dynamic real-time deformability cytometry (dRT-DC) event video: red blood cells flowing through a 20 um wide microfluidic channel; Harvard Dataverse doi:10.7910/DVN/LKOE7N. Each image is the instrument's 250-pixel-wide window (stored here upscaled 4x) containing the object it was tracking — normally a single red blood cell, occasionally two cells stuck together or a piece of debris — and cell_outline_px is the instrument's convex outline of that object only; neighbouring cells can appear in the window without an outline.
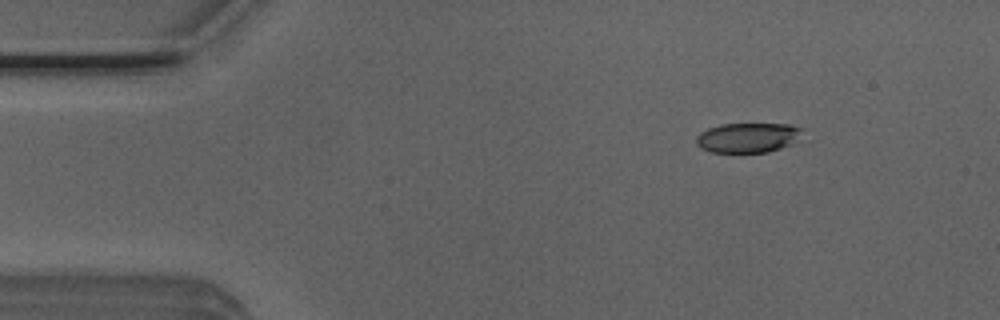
{"species": "Egyptian fruit bat (a non-hibernating species)", "species_latin": "Rousettus aegyptiacus", "temperature_condition": "room temperature", "stored_images_in_passage": 20, "camera_frame_rate_fps": 3000, "um_per_image_px": 0.085, "animal": {"sex": "male"}, "frame": {"image": 1, "passage_image": 1, "time_ms": 0.0, "image_size_px": [1000, 320], "cell_outline_px": [[804, 128], [792, 144], [768, 152], [708, 152], [700, 148], [696, 144], [696, 136], [700, 132], [708, 128], [720, 124], [788, 124]], "centroid_in_image_um": [63.52, 11.7], "position_along_channel_um": 21.5, "area_um2": 18.44}}
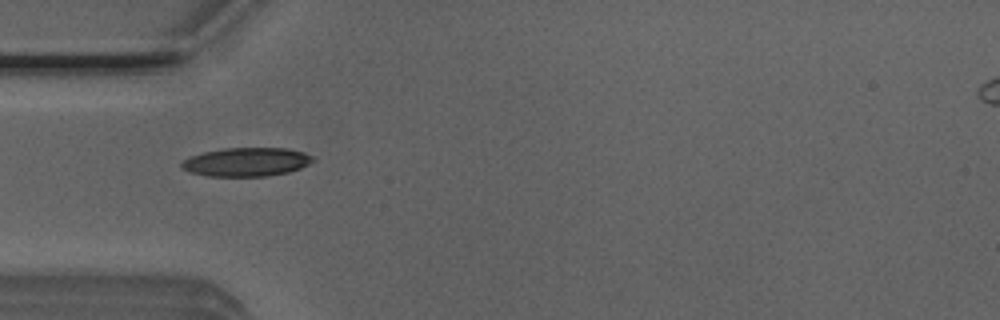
{"frame": {"image": 2, "passage_image": 10, "time_ms": 3.0, "image_size_px": [1000, 320], "cell_outline_px": [[316, 160], [300, 168], [288, 172], [264, 176], [208, 176], [188, 172], [180, 168], [180, 164], [184, 160], [192, 156], [204, 152], [224, 148], [288, 148], [304, 152], [312, 156]], "centroid_in_image_um": [20.94, 13.76], "position_along_channel_um": 64.1, "area_um2": 21.96}}
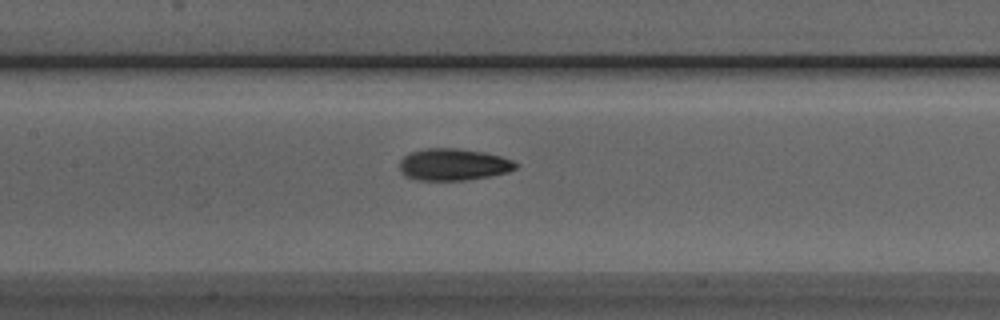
{"frame": {"image": 3, "passage_image": 18, "time_ms": 5.667, "image_size_px": [1000, 320], "cell_outline_px": [[520, 164], [516, 168], [508, 172], [468, 180], [416, 180], [400, 172], [400, 160], [408, 152], [424, 148], [460, 148], [484, 152], [500, 156], [512, 160]], "centroid_in_image_um": [38.53, 13.97], "position_along_channel_um": 168.9, "area_um2": 21.73}}